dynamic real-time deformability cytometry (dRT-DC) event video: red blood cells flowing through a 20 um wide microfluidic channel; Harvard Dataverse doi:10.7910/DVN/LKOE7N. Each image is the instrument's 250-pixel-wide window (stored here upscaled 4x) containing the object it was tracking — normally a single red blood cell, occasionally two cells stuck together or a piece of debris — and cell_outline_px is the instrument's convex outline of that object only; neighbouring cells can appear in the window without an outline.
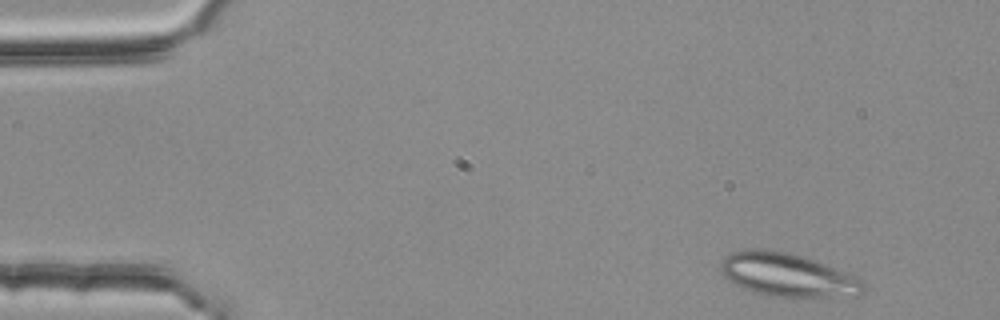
{"species": "common noctule bat (a hibernating species)", "species_latin": "Nyctalus noctula", "temperature_condition": "room temperature", "stored_images_in_passage": 3, "camera_frame_rate_fps": 3000, "um_per_image_px": 0.085, "animal": {"sex": "female", "body_mass_g": 25.1}, "frame": {"image": 1, "passage_image": 1, "time_ms": 0.0, "image_size_px": [1000, 320], "cell_outline_px": [[864, 292], [860, 296], [772, 296], [752, 292], [736, 284], [724, 276], [720, 272], [720, 264], [724, 256], [732, 252], [748, 248], [760, 248], [784, 252], [804, 256], [828, 264], [864, 280]], "centroid_in_image_um": [66.95, 23.35], "position_along_channel_um": 18.1, "area_um2": 36.18}}